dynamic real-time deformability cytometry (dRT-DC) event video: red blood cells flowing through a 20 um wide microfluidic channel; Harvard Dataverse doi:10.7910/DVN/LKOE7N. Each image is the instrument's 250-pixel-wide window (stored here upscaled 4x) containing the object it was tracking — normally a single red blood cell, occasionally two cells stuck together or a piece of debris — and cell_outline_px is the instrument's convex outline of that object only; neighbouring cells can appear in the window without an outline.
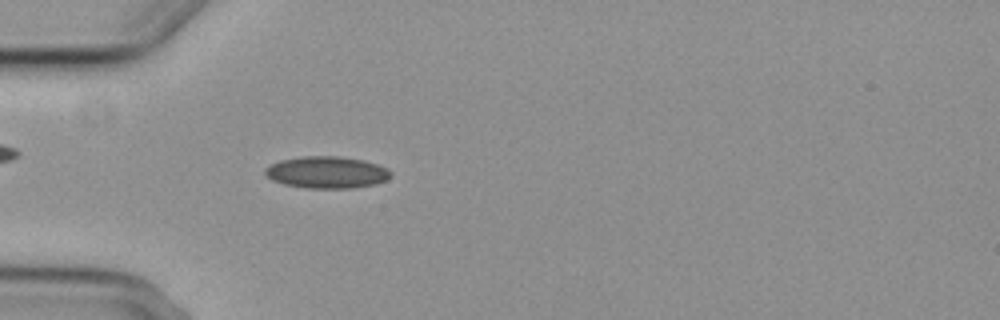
{"species": "common noctule bat (a hibernating species)", "species_latin": "Nyctalus noctula", "temperature_condition": "cold", "stored_images_in_passage": 5, "camera_frame_rate_fps": 3000, "um_per_image_px": 0.085, "animal": {"sex": "female", "body_mass_g": 29.2, "forearm_length_mm": 56.3}, "frame": {"image": 1, "passage_image": 5, "time_ms": 5.667, "image_size_px": [1000, 320], "cell_outline_px": [[392, 176], [376, 184], [352, 188], [304, 188], [284, 184], [272, 180], [264, 172], [264, 168], [280, 160], [300, 156], [340, 156], [364, 160], [388, 168], [392, 172]], "centroid_in_image_um": [27.78, 14.64], "position_along_channel_um": 57.2, "area_um2": 23.47}}